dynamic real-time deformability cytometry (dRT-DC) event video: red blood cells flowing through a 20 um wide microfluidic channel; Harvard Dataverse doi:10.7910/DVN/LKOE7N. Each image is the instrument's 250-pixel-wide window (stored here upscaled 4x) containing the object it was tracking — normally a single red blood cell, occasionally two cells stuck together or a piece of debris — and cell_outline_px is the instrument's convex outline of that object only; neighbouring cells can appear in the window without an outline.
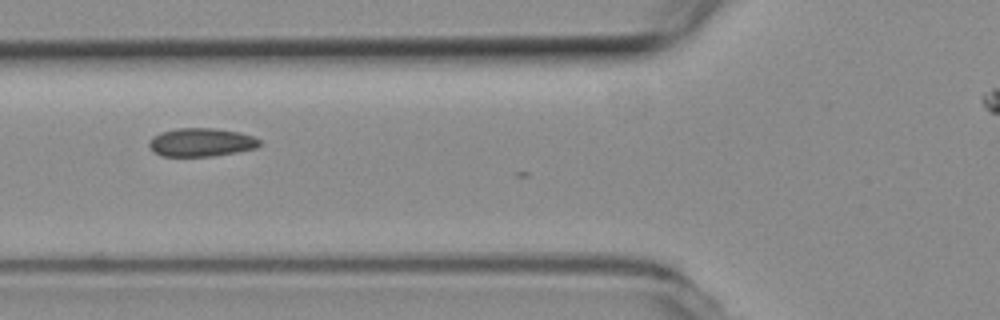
{"species": "common noctule bat (a hibernating species)", "species_latin": "Nyctalus noctula", "temperature_condition": "room temperature", "stored_images_in_passage": 7, "camera_frame_rate_fps": 3000, "um_per_image_px": 0.085, "animal": {"sex": "female", "body_mass_g": 19.3, "forearm_length_mm": 54.1}, "frame": {"image": 1, "passage_image": 4, "time_ms": 1.0, "image_size_px": [1000, 320], "cell_outline_px": [[260, 144], [256, 148], [236, 152], [212, 156], [160, 156], [152, 152], [148, 144], [152, 136], [160, 132], [176, 128], [212, 128], [240, 132], [252, 136], [260, 140]], "centroid_in_image_um": [17.05, 12.09], "position_along_channel_um": 108.7, "area_um2": 18.38}}